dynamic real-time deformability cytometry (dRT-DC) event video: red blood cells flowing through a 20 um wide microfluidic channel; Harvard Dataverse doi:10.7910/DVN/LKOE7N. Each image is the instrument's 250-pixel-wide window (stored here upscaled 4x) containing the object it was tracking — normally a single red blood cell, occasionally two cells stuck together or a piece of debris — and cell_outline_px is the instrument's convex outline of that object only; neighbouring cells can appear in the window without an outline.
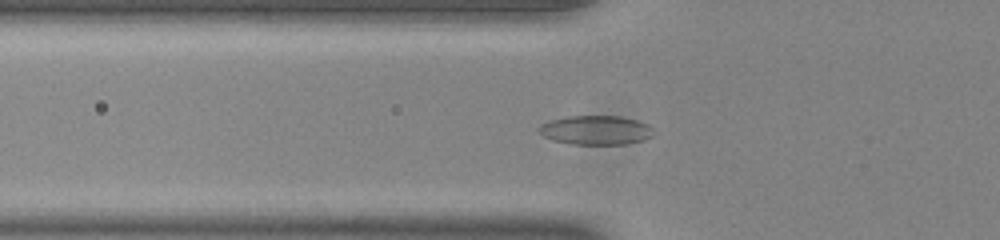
{"species": "common noctule bat (a hibernating species)", "species_latin": "Nyctalus noctula", "temperature_condition": "room temperature", "stored_images_in_passage": 47, "camera_frame_rate_fps": 3000, "um_per_image_px": 0.085, "animal": {"sex": "male", "body_mass_g": 20.0, "forearm_length_mm": 53.3}, "frame": {"image": 1, "passage_image": 13, "time_ms": 4.0, "image_size_px": [1000, 240], "cell_outline_px": [[652, 136], [644, 140], [624, 144], [572, 144], [552, 140], [544, 136], [536, 128], [540, 124], [548, 120], [568, 116], [620, 116], [636, 120], [648, 124], [652, 128]], "centroid_in_image_um": [50.61, 11.05], "position_along_channel_um": 75.2, "area_um2": 19.54}}
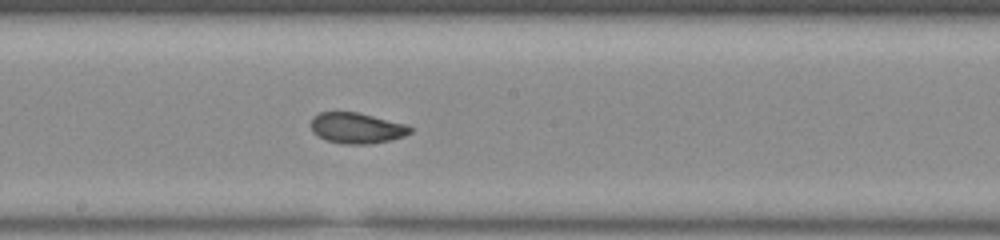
{"frame": {"image": 2, "passage_image": 24, "time_ms": 7.667, "image_size_px": [1000, 240], "cell_outline_px": [[412, 132], [404, 136], [392, 140], [368, 144], [344, 144], [328, 140], [312, 132], [312, 116], [320, 112], [356, 112], [408, 124], [412, 128]], "centroid_in_image_um": [30.36, 10.88], "position_along_channel_um": 217.8, "area_um2": 17.74}}
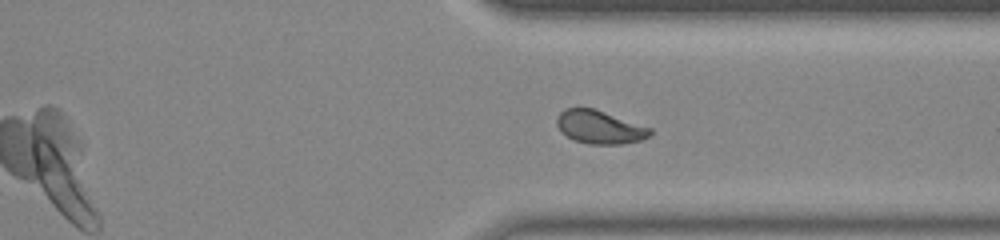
{"frame": {"image": 3, "passage_image": 35, "time_ms": 11.333, "image_size_px": [1000, 240], "cell_outline_px": [[652, 136], [640, 140], [624, 144], [588, 144], [576, 140], [560, 132], [556, 124], [556, 116], [564, 108], [592, 108], [652, 128]], "centroid_in_image_um": [50.96, 10.81], "position_along_channel_um": 360.4, "area_um2": 18.09}, "authors_computed_cell_mechanics": {"area_um2": 18.6694, "velocity_mm_per_s": 3.8792, "shape_relaxation_time_tau1_ms": 5.6594, "shape_relaxation_time_tau2_ms": 1.4183, "deformation_change_tau1": 0.137, "deformation_change_tau2": 0.0526}}